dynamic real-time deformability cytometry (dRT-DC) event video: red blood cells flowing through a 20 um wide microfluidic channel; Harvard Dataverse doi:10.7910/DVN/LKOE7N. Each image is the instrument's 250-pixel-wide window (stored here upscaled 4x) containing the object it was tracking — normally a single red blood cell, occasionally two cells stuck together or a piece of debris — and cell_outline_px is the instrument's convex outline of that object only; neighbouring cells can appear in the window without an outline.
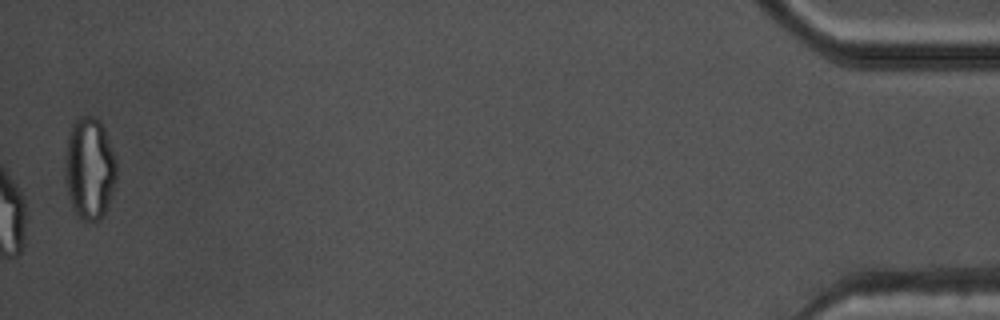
{"species": "common noctule bat (a hibernating species)", "species_latin": "Nyctalus noctula", "temperature_condition": "warm", "stored_images_in_passage": 54, "camera_frame_rate_fps": 3000, "um_per_image_px": 0.085, "animal": {"sex": "male", "body_mass_g": 17.5, "forearm_length_mm": 52.3}, "frame": {"image": 1, "passage_image": 54, "time_ms": 17.667, "image_size_px": [1000, 320], "cell_outline_px": [[116, 180], [108, 204], [100, 220], [84, 220], [76, 212], [72, 204], [68, 192], [64, 160], [68, 136], [72, 124], [80, 116], [92, 116], [100, 120], [104, 128], [116, 160]], "centroid_in_image_um": [7.61, 14.27], "position_along_channel_um": 427.6, "area_um2": 30.17}, "authors_computed_cell_mechanics": {"area_um2": 21.964, "velocity_mm_per_s": 3.8659, "shape_relaxation_time_tau1_ms": null, "shape_relaxation_time_tau2_ms": 1.9247, "deformation_change_tau1": null, "deformation_change_tau2": 0.0834}}